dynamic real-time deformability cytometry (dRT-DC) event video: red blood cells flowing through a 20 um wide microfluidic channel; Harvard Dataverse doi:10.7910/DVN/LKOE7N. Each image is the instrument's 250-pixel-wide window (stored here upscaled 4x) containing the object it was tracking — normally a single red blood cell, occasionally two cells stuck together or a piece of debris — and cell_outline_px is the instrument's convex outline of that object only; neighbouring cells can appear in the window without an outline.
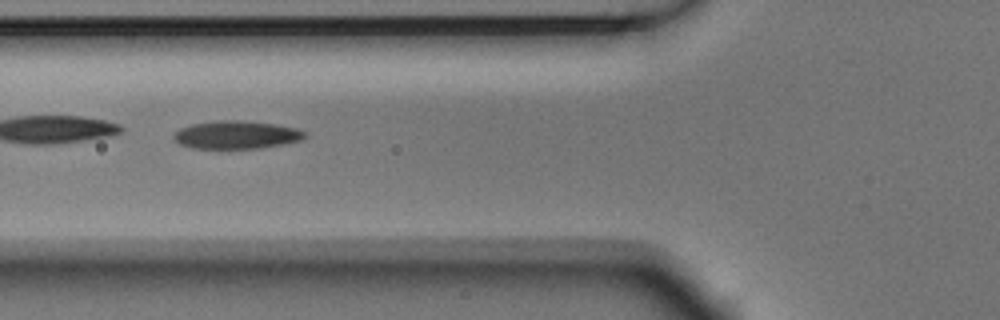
{"species": "Egyptian fruit bat (a non-hibernating species)", "species_latin": "Rousettus aegyptiacus", "temperature_condition": "room temperature", "stored_images_in_passage": 9, "camera_frame_rate_fps": 3000, "um_per_image_px": 0.085, "animal": {"sex": "male"}, "frame": {"image": 1, "passage_image": 6, "time_ms": 1.667, "image_size_px": [1000, 320], "cell_outline_px": [[308, 136], [300, 140], [284, 144], [260, 148], [192, 148], [180, 144], [172, 136], [180, 128], [192, 124], [212, 120], [240, 120], [276, 124], [296, 128], [308, 132]], "centroid_in_image_um": [20.13, 11.45], "position_along_channel_um": 105.7, "area_um2": 21.5}}
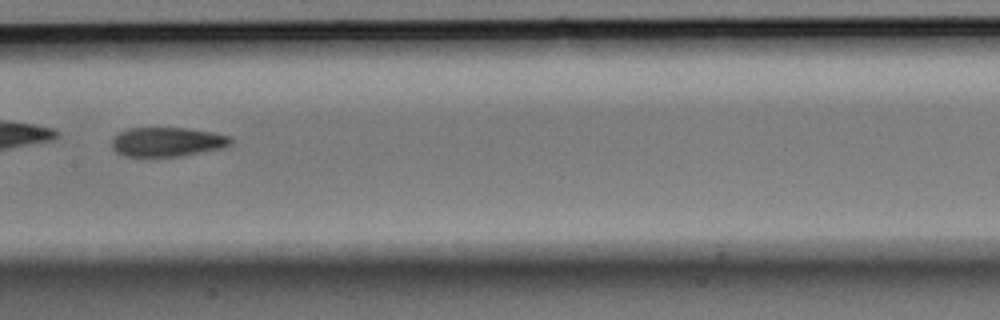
{"frame": {"image": 2, "passage_image": 8, "time_ms": 2.333, "image_size_px": [1000, 320], "cell_outline_px": [[232, 144], [220, 148], [180, 156], [148, 160], [124, 156], [116, 152], [112, 148], [112, 140], [120, 132], [128, 128], [184, 128], [212, 132], [232, 136]], "centroid_in_image_um": [14.16, 12.11], "position_along_channel_um": 193.2, "area_um2": 20.92}}
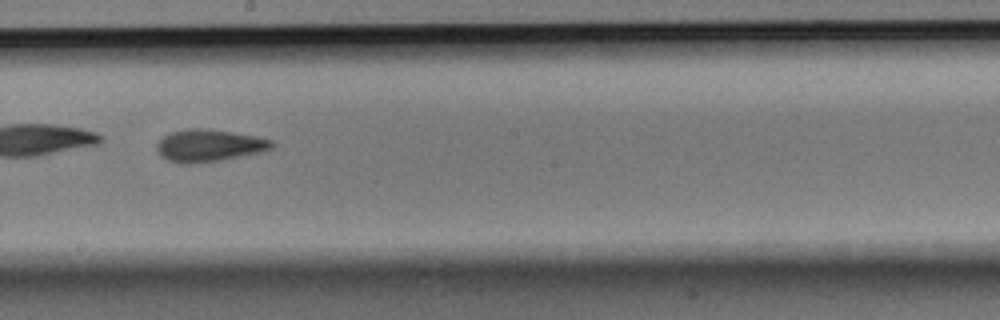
{"frame": {"image": 3, "passage_image": 9, "time_ms": 2.667, "image_size_px": [1000, 320], "cell_outline_px": [[276, 144], [272, 148], [264, 152], [224, 160], [196, 164], [176, 164], [160, 156], [156, 152], [156, 144], [164, 136], [172, 132], [188, 128], [200, 128], [232, 132], [256, 136], [272, 140]], "centroid_in_image_um": [17.78, 12.4], "position_along_channel_um": 230.4, "area_um2": 22.08}}